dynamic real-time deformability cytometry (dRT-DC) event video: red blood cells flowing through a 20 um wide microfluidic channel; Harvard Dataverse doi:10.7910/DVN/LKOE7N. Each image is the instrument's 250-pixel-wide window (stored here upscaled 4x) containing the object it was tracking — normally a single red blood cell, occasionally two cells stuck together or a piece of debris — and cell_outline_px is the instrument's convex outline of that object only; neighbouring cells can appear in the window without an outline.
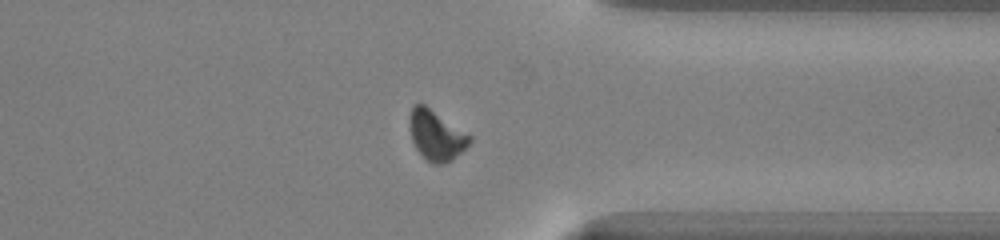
{"species": "common noctule bat (a hibernating species)", "species_latin": "Nyctalus noctula", "temperature_condition": "warm", "stored_images_in_passage": 39, "camera_frame_rate_fps": 3000, "um_per_image_px": 0.085, "animal": {"sex": "male", "body_mass_g": 13.0, "forearm_length_mm": 53.1}, "frame": {"image": 1, "passage_image": 28, "time_ms": 9.0, "image_size_px": [1000, 240], "cell_outline_px": [[464, 144], [448, 156], [432, 156], [416, 140], [412, 120], [412, 116], [416, 108], [424, 108], [464, 140]], "centroid_in_image_um": [36.95, 11.42], "position_along_channel_um": 374.5, "area_um2": 10.92}}
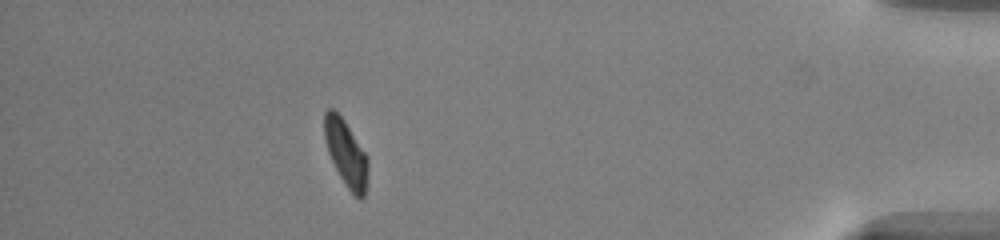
{"frame": {"image": 2, "passage_image": 34, "time_ms": 11.0, "image_size_px": [1000, 240], "cell_outline_px": [[364, 184], [360, 192], [356, 192], [352, 188], [344, 176], [332, 152], [328, 140], [328, 112], [332, 112], [344, 124], [364, 156]], "centroid_in_image_um": [29.43, 12.98], "position_along_channel_um": 405.8, "area_um2": 11.73}}